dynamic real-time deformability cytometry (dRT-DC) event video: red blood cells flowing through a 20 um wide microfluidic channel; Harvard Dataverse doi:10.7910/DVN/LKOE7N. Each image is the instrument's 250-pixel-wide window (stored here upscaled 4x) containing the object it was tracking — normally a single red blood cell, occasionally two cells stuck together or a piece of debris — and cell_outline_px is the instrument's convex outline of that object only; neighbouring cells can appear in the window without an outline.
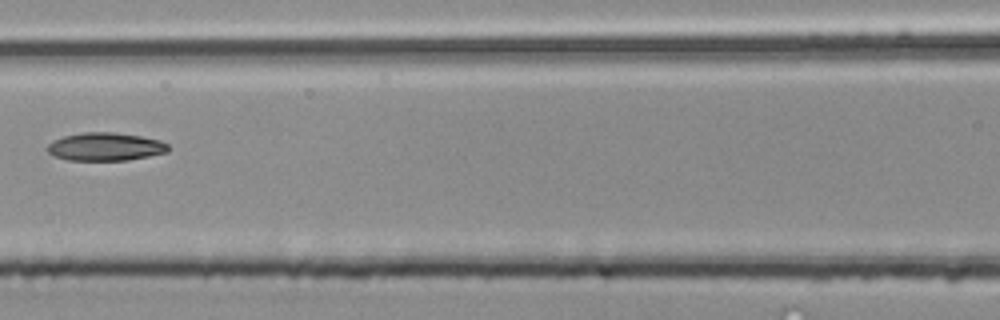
{"species": "common noctule bat (a hibernating species)", "species_latin": "Nyctalus noctula", "temperature_condition": "room temperature", "stored_images_in_passage": 5, "camera_frame_rate_fps": 3000, "um_per_image_px": 0.085, "animal": {"sex": "male", "body_mass_g": 20.4}, "frame": {"image": 1, "passage_image": 5, "time_ms": 1.333, "image_size_px": [1000, 320], "cell_outline_px": [[168, 152], [128, 160], [68, 160], [56, 156], [48, 152], [44, 148], [52, 140], [64, 136], [84, 132], [116, 132], [140, 136], [160, 140], [168, 144]], "centroid_in_image_um": [8.93, 12.46], "position_along_channel_um": 157.7, "area_um2": 19.83}}